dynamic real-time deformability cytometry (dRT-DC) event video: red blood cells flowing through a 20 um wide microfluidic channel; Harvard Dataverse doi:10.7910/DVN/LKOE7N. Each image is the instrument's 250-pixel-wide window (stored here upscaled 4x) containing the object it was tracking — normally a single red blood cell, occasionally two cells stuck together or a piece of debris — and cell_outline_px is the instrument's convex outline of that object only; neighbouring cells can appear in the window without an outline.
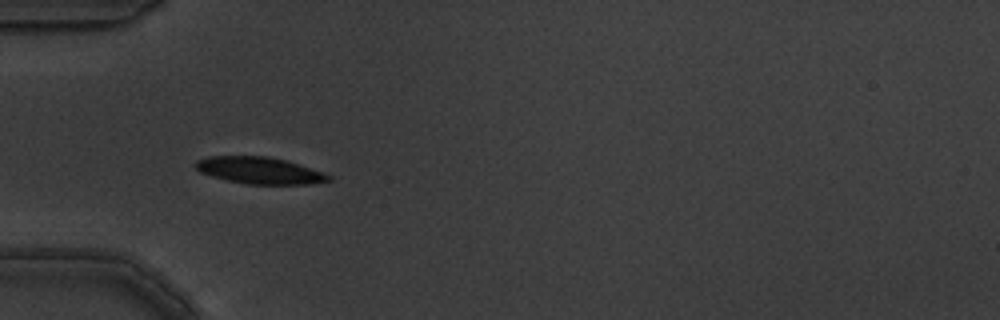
{"species": "common noctule bat (a hibernating species)", "species_latin": "Nyctalus noctula", "temperature_condition": "warm", "stored_images_in_passage": 11, "camera_frame_rate_fps": 3000, "um_per_image_px": 0.085, "animal": {"sex": "male", "body_mass_g": 19.5, "forearm_length_mm": 54.6}, "frame": {"image": 1, "passage_image": 4, "time_ms": 1.0, "image_size_px": [1000, 320], "cell_outline_px": [[332, 180], [308, 184], [248, 184], [228, 180], [212, 176], [200, 172], [196, 168], [196, 160], [208, 156], [268, 156], [288, 160], [324, 172], [332, 176]], "centroid_in_image_um": [22.1, 14.48], "position_along_channel_um": 62.9, "area_um2": 20.81}}
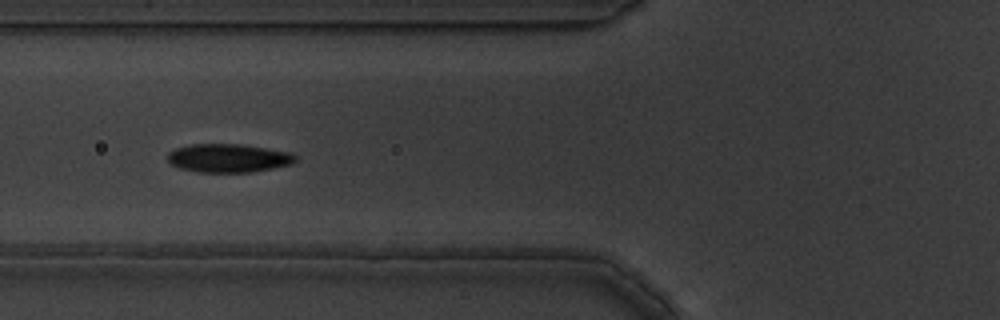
{"frame": {"image": 2, "passage_image": 5, "time_ms": 1.333, "image_size_px": [1000, 320], "cell_outline_px": [[296, 160], [292, 164], [252, 172], [200, 172], [180, 168], [172, 164], [168, 160], [168, 152], [176, 148], [188, 144], [240, 144], [292, 152], [296, 156]], "centroid_in_image_um": [19.43, 13.43], "position_along_channel_um": 106.4, "area_um2": 21.21}}
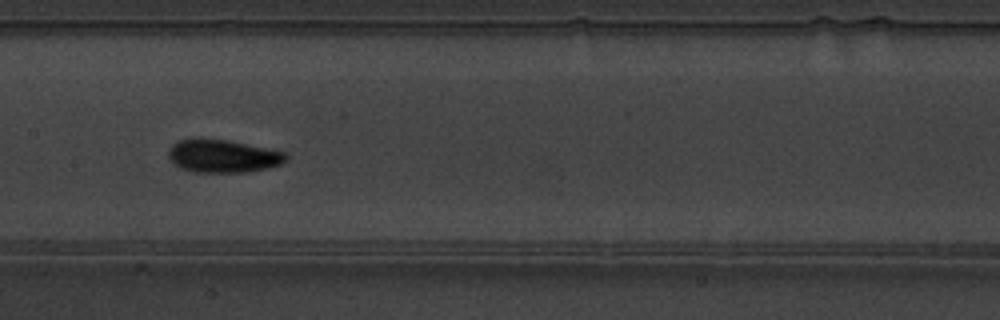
{"frame": {"image": 3, "passage_image": 7, "time_ms": 2.0, "image_size_px": [1000, 320], "cell_outline_px": [[288, 160], [280, 164], [268, 168], [248, 172], [196, 172], [180, 168], [172, 164], [168, 156], [168, 152], [172, 144], [180, 140], [192, 136], [200, 136], [228, 140], [284, 152], [288, 156]], "centroid_in_image_um": [18.88, 13.24], "position_along_channel_um": 188.5, "area_um2": 23.06}}